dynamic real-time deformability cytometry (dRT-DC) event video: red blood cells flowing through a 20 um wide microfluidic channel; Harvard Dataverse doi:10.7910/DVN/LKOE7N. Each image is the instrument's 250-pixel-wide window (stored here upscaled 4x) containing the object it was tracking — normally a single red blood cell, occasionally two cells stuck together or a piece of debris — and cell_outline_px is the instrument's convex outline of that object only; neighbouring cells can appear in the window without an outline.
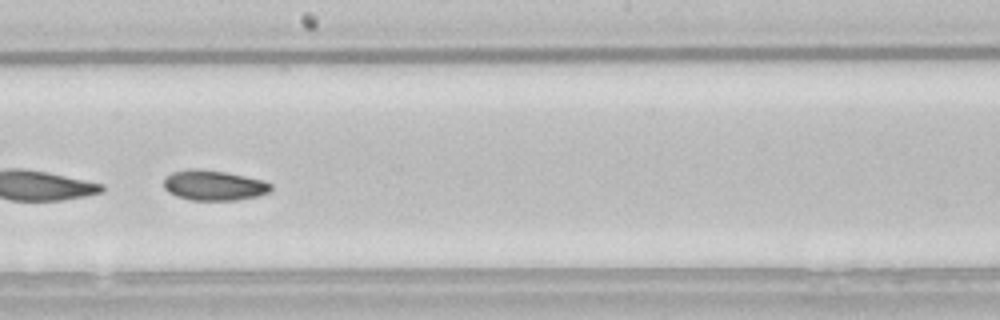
{"species": "common noctule bat (a hibernating species)", "species_latin": "Nyctalus noctula", "temperature_condition": "room temperature", "stored_images_in_passage": 44, "camera_frame_rate_fps": 3000, "um_per_image_px": 0.085, "animal": {"sex": "male", "body_mass_g": 21.5, "forearm_length_mm": 52.0}, "frame": {"image": 1, "passage_image": 22, "time_ms": 7.0, "image_size_px": [1000, 320], "cell_outline_px": [[272, 188], [268, 192], [256, 196], [236, 200], [192, 200], [176, 196], [168, 192], [164, 188], [164, 180], [172, 172], [192, 168], [200, 168], [224, 172], [264, 180], [272, 184]], "centroid_in_image_um": [18.17, 15.75], "position_along_channel_um": 230.0, "area_um2": 18.79}, "authors_computed_cell_mechanics": {"area_um2": 19.2474, "velocity_mm_per_s": 3.7968, "shape_relaxation_time_tau1_ms": 7.1167, "shape_relaxation_time_tau2_ms": 2.3811, "deformation_change_tau1": 0.1131, "deformation_change_tau2": 0.0622}}